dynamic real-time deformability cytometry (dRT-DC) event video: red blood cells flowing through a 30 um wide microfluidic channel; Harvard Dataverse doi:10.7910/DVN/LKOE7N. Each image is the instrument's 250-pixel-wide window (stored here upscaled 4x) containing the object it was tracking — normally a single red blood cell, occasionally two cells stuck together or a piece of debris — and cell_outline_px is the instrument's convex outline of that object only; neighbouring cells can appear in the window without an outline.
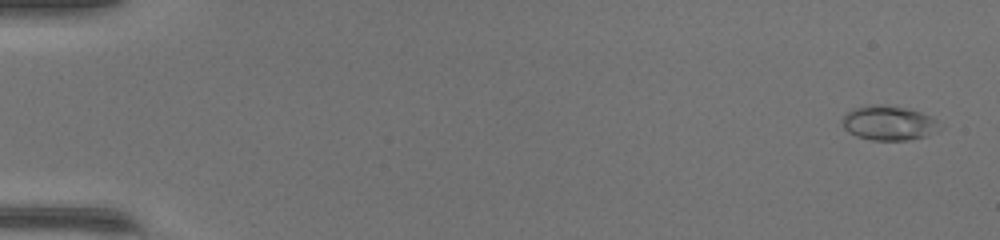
{"species": "common noctule bat (a hibernating species)", "species_latin": "Nyctalus noctula", "temperature_condition": "warm", "stored_images_in_passage": 51, "camera_frame_rate_fps": 3000, "um_per_image_px": 0.085, "animal": {"sex": "female", "body_mass_g": 17.0, "forearm_length_mm": 48.0}, "frame": {"image": 1, "passage_image": 3, "time_ms": 0.667, "image_size_px": [1000, 240], "cell_outline_px": [[936, 120], [924, 136], [908, 140], [872, 140], [856, 136], [848, 132], [844, 128], [840, 120], [852, 108], [876, 104], [884, 104], [908, 108], [932, 116]], "centroid_in_image_um": [75.38, 10.43], "position_along_channel_um": 9.6, "area_um2": 19.02}}
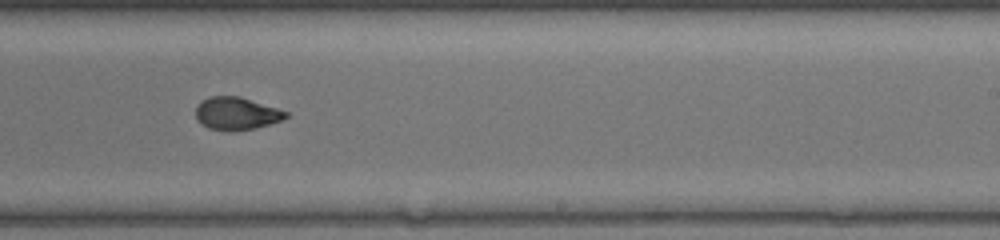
{"frame": {"image": 2, "passage_image": 33, "time_ms": 10.667, "image_size_px": [1000, 240], "cell_outline_px": [[288, 116], [280, 120], [256, 128], [232, 132], [208, 128], [200, 124], [196, 120], [196, 104], [200, 100], [208, 96], [240, 96], [288, 112]], "centroid_in_image_um": [20.03, 9.65], "position_along_channel_um": 269.0, "area_um2": 17.34}}
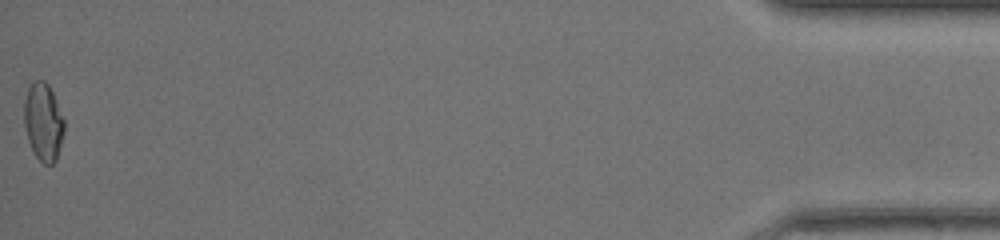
{"frame": {"image": 3, "passage_image": 51, "time_ms": 16.667, "image_size_px": [1000, 240], "cell_outline_px": [[64, 132], [56, 160], [52, 164], [44, 164], [36, 156], [28, 140], [24, 124], [24, 100], [28, 88], [32, 80], [44, 80], [48, 84], [52, 92], [64, 120]], "centroid_in_image_um": [3.67, 10.34], "position_along_channel_um": 431.5, "area_um2": 18.03}, "authors_computed_cell_mechanics": {"area_um2": 17.8024, "velocity_mm_per_s": 4.2908, "shape_relaxation_time_tau1_ms": 10.1621, "shape_relaxation_time_tau2_ms": 0.847, "deformation_change_tau1": 0.3064, "deformation_change_tau2": 0.051}}